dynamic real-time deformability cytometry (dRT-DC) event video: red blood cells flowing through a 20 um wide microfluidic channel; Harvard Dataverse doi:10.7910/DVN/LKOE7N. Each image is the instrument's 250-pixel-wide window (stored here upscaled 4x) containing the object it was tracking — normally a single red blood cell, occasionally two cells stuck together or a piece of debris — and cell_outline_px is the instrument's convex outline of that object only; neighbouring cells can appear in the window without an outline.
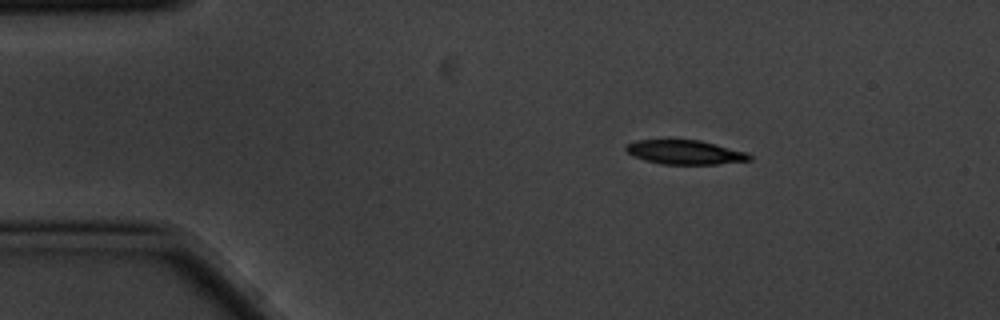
{"species": "common noctule bat (a hibernating species)", "species_latin": "Nyctalus noctula", "temperature_condition": "cold", "stored_images_in_passage": 5, "segment_of_instrument_passage": [1, 2], "camera_frame_rate_fps": 3000, "um_per_image_px": 0.085, "animal": {"sex": "male", "body_mass_g": 20.1, "forearm_length_mm": 53.5}, "frame": {"image": 1, "passage_image": 2, "time_ms": 0.333, "image_size_px": [1000, 320], "cell_outline_px": [[752, 160], [716, 164], [660, 164], [644, 160], [628, 152], [624, 148], [628, 144], [636, 140], [700, 140], [748, 152], [752, 156]], "centroid_in_image_um": [58.27, 12.94], "position_along_channel_um": 26.7, "area_um2": 17.34}}